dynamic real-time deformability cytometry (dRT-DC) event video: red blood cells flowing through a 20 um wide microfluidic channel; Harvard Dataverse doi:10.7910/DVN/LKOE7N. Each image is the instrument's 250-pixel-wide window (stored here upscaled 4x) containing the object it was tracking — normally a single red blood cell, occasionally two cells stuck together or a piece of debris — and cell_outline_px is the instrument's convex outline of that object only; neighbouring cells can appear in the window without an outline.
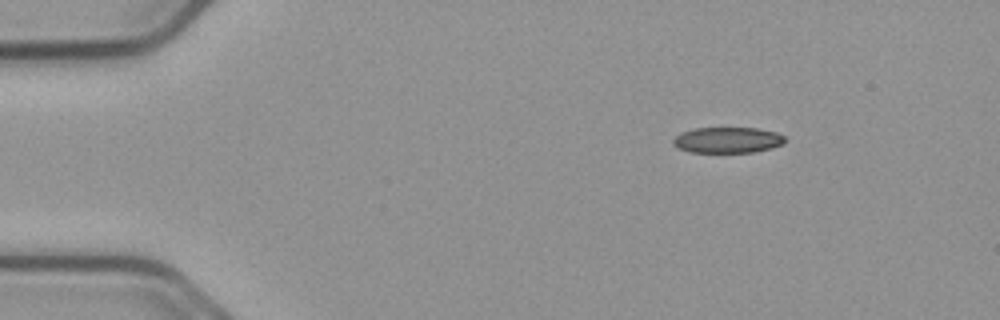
{"species": "common noctule bat (a hibernating species)", "species_latin": "Nyctalus noctula", "temperature_condition": "cold", "stored_images_in_passage": 49, "camera_frame_rate_fps": 3000, "um_per_image_px": 0.085, "animal": {"sex": "male", "body_mass_g": 23.1, "forearm_length_mm": 52.7}, "frame": {"image": 1, "passage_image": 1, "time_ms": 0.0, "image_size_px": [1000, 320], "cell_outline_px": [[784, 144], [772, 148], [756, 152], [688, 152], [680, 148], [672, 140], [676, 136], [684, 132], [696, 128], [756, 128], [776, 132], [784, 136]], "centroid_in_image_um": [61.9, 11.91], "position_along_channel_um": 23.1, "area_um2": 16.65}}
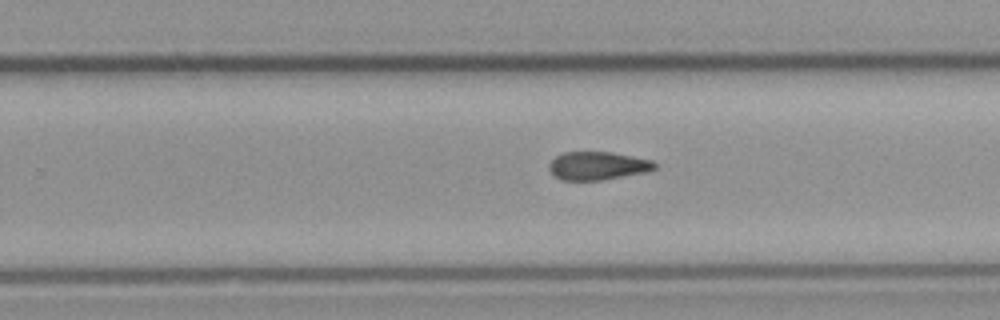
{"frame": {"image": 2, "passage_image": 28, "time_ms": 9.0, "image_size_px": [1000, 320], "cell_outline_px": [[656, 168], [648, 172], [600, 180], [564, 180], [556, 176], [548, 168], [548, 164], [556, 156], [564, 152], [612, 152], [652, 160], [656, 164]], "centroid_in_image_um": [50.82, 14.08], "position_along_channel_um": 279.0, "area_um2": 17.28}}
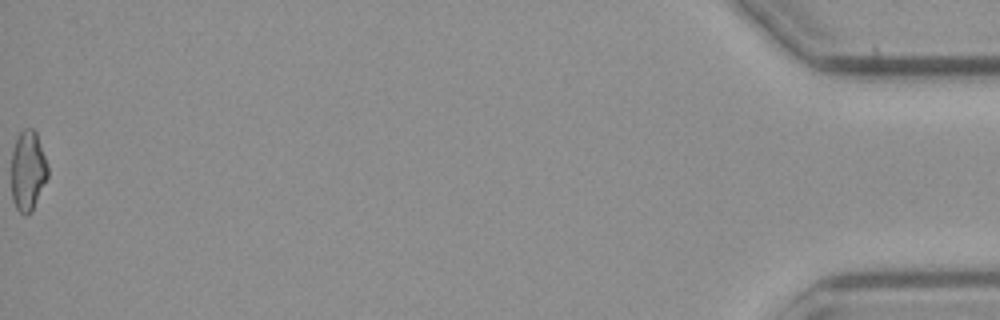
{"frame": {"image": 3, "passage_image": 49, "time_ms": 16.0, "image_size_px": [1000, 320], "cell_outline_px": [[48, 176], [32, 212], [24, 216], [16, 208], [12, 200], [12, 152], [16, 140], [20, 132], [24, 128], [32, 128], [36, 132], [48, 164]], "centroid_in_image_um": [2.38, 14.53], "position_along_channel_um": 432.8, "area_um2": 17.05}, "authors_computed_cell_mechanics": {"area_um2": 17.629, "velocity_mm_per_s": 3.7126, "shape_relaxation_time_tau1_ms": null, "shape_relaxation_time_tau2_ms": 4.022, "deformation_change_tau1": null, "deformation_change_tau2": 0.1001}}